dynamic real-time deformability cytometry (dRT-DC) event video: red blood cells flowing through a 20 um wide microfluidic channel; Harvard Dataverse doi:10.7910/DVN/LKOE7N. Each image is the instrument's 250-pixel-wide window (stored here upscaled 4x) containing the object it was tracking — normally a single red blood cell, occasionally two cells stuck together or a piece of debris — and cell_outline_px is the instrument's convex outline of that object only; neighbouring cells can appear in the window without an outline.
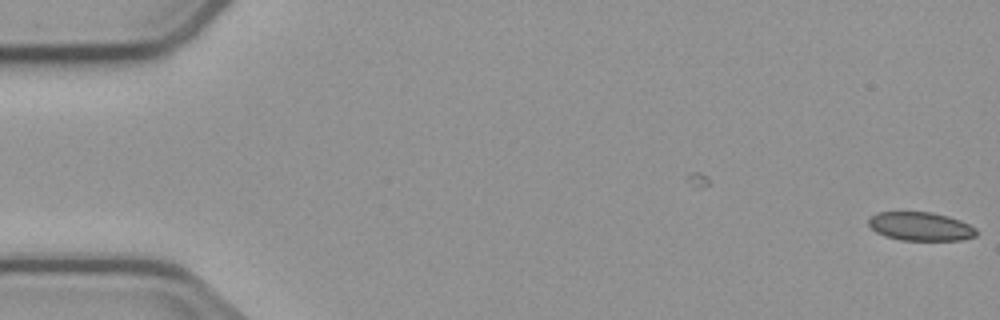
{"species": "common noctule bat (a hibernating species)", "species_latin": "Nyctalus noctula", "temperature_condition": "cold", "stored_images_in_passage": 2, "camera_frame_rate_fps": 3000, "um_per_image_px": 0.085, "animal": {"sex": "male", "body_mass_g": 23.1, "forearm_length_mm": 52.7}, "frame": {"image": 1, "passage_image": 2, "time_ms": 1.333, "image_size_px": [1000, 320], "cell_outline_px": [[976, 236], [960, 240], [900, 240], [884, 236], [876, 232], [868, 224], [868, 220], [876, 212], [932, 212], [948, 216], [960, 220], [976, 228]], "centroid_in_image_um": [78.23, 19.24], "position_along_channel_um": 6.8, "area_um2": 17.98}}